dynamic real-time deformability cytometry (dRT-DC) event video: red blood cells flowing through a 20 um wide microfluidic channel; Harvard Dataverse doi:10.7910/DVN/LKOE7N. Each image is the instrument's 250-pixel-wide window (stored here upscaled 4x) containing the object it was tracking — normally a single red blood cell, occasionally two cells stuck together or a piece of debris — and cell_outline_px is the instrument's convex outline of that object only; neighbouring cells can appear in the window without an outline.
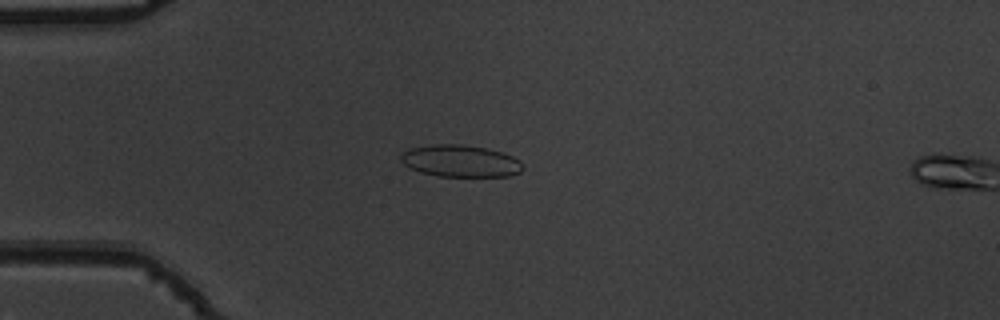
{"species": "common noctule bat (a hibernating species)", "species_latin": "Nyctalus noctula", "temperature_condition": "warm", "stored_images_in_passage": 5, "camera_frame_rate_fps": 3000, "um_per_image_px": 0.085, "animal": {"sex": "male", "body_mass_g": 19.5, "forearm_length_mm": 54.6}, "frame": {"image": 1, "passage_image": 3, "time_ms": 0.667, "image_size_px": [1000, 320], "cell_outline_px": [[524, 168], [520, 172], [508, 176], [436, 176], [420, 172], [408, 168], [400, 160], [400, 156], [404, 152], [412, 148], [432, 144], [460, 144], [488, 148], [512, 156], [520, 160]], "centroid_in_image_um": [39.13, 13.69], "position_along_channel_um": 45.9, "area_um2": 22.77}}